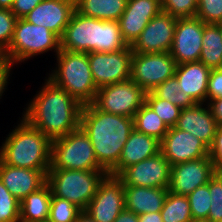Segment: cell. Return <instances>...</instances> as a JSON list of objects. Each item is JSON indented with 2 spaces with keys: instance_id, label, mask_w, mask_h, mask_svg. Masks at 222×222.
<instances>
[{
  "instance_id": "37",
  "label": "cell",
  "mask_w": 222,
  "mask_h": 222,
  "mask_svg": "<svg viewBox=\"0 0 222 222\" xmlns=\"http://www.w3.org/2000/svg\"><path fill=\"white\" fill-rule=\"evenodd\" d=\"M17 20L11 9L0 8V55L11 43Z\"/></svg>"
},
{
  "instance_id": "10",
  "label": "cell",
  "mask_w": 222,
  "mask_h": 222,
  "mask_svg": "<svg viewBox=\"0 0 222 222\" xmlns=\"http://www.w3.org/2000/svg\"><path fill=\"white\" fill-rule=\"evenodd\" d=\"M131 45L115 52H89L88 61L97 88L130 79Z\"/></svg>"
},
{
  "instance_id": "35",
  "label": "cell",
  "mask_w": 222,
  "mask_h": 222,
  "mask_svg": "<svg viewBox=\"0 0 222 222\" xmlns=\"http://www.w3.org/2000/svg\"><path fill=\"white\" fill-rule=\"evenodd\" d=\"M0 222H20V201L0 180Z\"/></svg>"
},
{
  "instance_id": "3",
  "label": "cell",
  "mask_w": 222,
  "mask_h": 222,
  "mask_svg": "<svg viewBox=\"0 0 222 222\" xmlns=\"http://www.w3.org/2000/svg\"><path fill=\"white\" fill-rule=\"evenodd\" d=\"M0 160L14 167L49 170L51 140L22 118L3 142Z\"/></svg>"
},
{
  "instance_id": "23",
  "label": "cell",
  "mask_w": 222,
  "mask_h": 222,
  "mask_svg": "<svg viewBox=\"0 0 222 222\" xmlns=\"http://www.w3.org/2000/svg\"><path fill=\"white\" fill-rule=\"evenodd\" d=\"M211 69L201 61L176 66L175 77L180 91L189 94L196 103H207V84Z\"/></svg>"
},
{
  "instance_id": "22",
  "label": "cell",
  "mask_w": 222,
  "mask_h": 222,
  "mask_svg": "<svg viewBox=\"0 0 222 222\" xmlns=\"http://www.w3.org/2000/svg\"><path fill=\"white\" fill-rule=\"evenodd\" d=\"M160 152V141L145 133L133 130L121 151L118 164L108 173L119 176L126 168Z\"/></svg>"
},
{
  "instance_id": "16",
  "label": "cell",
  "mask_w": 222,
  "mask_h": 222,
  "mask_svg": "<svg viewBox=\"0 0 222 222\" xmlns=\"http://www.w3.org/2000/svg\"><path fill=\"white\" fill-rule=\"evenodd\" d=\"M204 22L197 17L179 18L169 53L177 65L199 61Z\"/></svg>"
},
{
  "instance_id": "34",
  "label": "cell",
  "mask_w": 222,
  "mask_h": 222,
  "mask_svg": "<svg viewBox=\"0 0 222 222\" xmlns=\"http://www.w3.org/2000/svg\"><path fill=\"white\" fill-rule=\"evenodd\" d=\"M193 220H207L211 205L209 182L187 195Z\"/></svg>"
},
{
  "instance_id": "11",
  "label": "cell",
  "mask_w": 222,
  "mask_h": 222,
  "mask_svg": "<svg viewBox=\"0 0 222 222\" xmlns=\"http://www.w3.org/2000/svg\"><path fill=\"white\" fill-rule=\"evenodd\" d=\"M124 209L123 181L118 176L107 174L84 212L95 222H114Z\"/></svg>"
},
{
  "instance_id": "13",
  "label": "cell",
  "mask_w": 222,
  "mask_h": 222,
  "mask_svg": "<svg viewBox=\"0 0 222 222\" xmlns=\"http://www.w3.org/2000/svg\"><path fill=\"white\" fill-rule=\"evenodd\" d=\"M171 165L159 152L155 156L126 168L118 177L124 186H143L150 188L169 187Z\"/></svg>"
},
{
  "instance_id": "40",
  "label": "cell",
  "mask_w": 222,
  "mask_h": 222,
  "mask_svg": "<svg viewBox=\"0 0 222 222\" xmlns=\"http://www.w3.org/2000/svg\"><path fill=\"white\" fill-rule=\"evenodd\" d=\"M222 98V68L211 69L207 84V103Z\"/></svg>"
},
{
  "instance_id": "27",
  "label": "cell",
  "mask_w": 222,
  "mask_h": 222,
  "mask_svg": "<svg viewBox=\"0 0 222 222\" xmlns=\"http://www.w3.org/2000/svg\"><path fill=\"white\" fill-rule=\"evenodd\" d=\"M199 61L210 69L222 68V25L204 23Z\"/></svg>"
},
{
  "instance_id": "17",
  "label": "cell",
  "mask_w": 222,
  "mask_h": 222,
  "mask_svg": "<svg viewBox=\"0 0 222 222\" xmlns=\"http://www.w3.org/2000/svg\"><path fill=\"white\" fill-rule=\"evenodd\" d=\"M160 152L171 166L209 155V147L189 132L169 128L160 141Z\"/></svg>"
},
{
  "instance_id": "31",
  "label": "cell",
  "mask_w": 222,
  "mask_h": 222,
  "mask_svg": "<svg viewBox=\"0 0 222 222\" xmlns=\"http://www.w3.org/2000/svg\"><path fill=\"white\" fill-rule=\"evenodd\" d=\"M118 21L101 20L99 52H115L126 48Z\"/></svg>"
},
{
  "instance_id": "39",
  "label": "cell",
  "mask_w": 222,
  "mask_h": 222,
  "mask_svg": "<svg viewBox=\"0 0 222 222\" xmlns=\"http://www.w3.org/2000/svg\"><path fill=\"white\" fill-rule=\"evenodd\" d=\"M196 17L204 23L219 24L222 21V0H197Z\"/></svg>"
},
{
  "instance_id": "45",
  "label": "cell",
  "mask_w": 222,
  "mask_h": 222,
  "mask_svg": "<svg viewBox=\"0 0 222 222\" xmlns=\"http://www.w3.org/2000/svg\"><path fill=\"white\" fill-rule=\"evenodd\" d=\"M114 222H139V217L134 212L125 208Z\"/></svg>"
},
{
  "instance_id": "46",
  "label": "cell",
  "mask_w": 222,
  "mask_h": 222,
  "mask_svg": "<svg viewBox=\"0 0 222 222\" xmlns=\"http://www.w3.org/2000/svg\"><path fill=\"white\" fill-rule=\"evenodd\" d=\"M138 217L139 222H163L160 212L140 214Z\"/></svg>"
},
{
  "instance_id": "4",
  "label": "cell",
  "mask_w": 222,
  "mask_h": 222,
  "mask_svg": "<svg viewBox=\"0 0 222 222\" xmlns=\"http://www.w3.org/2000/svg\"><path fill=\"white\" fill-rule=\"evenodd\" d=\"M56 57L57 67L52 70L48 79L72 95L80 104H92L98 88L91 73L88 53L60 49Z\"/></svg>"
},
{
  "instance_id": "43",
  "label": "cell",
  "mask_w": 222,
  "mask_h": 222,
  "mask_svg": "<svg viewBox=\"0 0 222 222\" xmlns=\"http://www.w3.org/2000/svg\"><path fill=\"white\" fill-rule=\"evenodd\" d=\"M13 67V64L8 60L0 57V99L2 94L4 93L8 82V78L10 76V71Z\"/></svg>"
},
{
  "instance_id": "38",
  "label": "cell",
  "mask_w": 222,
  "mask_h": 222,
  "mask_svg": "<svg viewBox=\"0 0 222 222\" xmlns=\"http://www.w3.org/2000/svg\"><path fill=\"white\" fill-rule=\"evenodd\" d=\"M209 192L211 205L207 221H222V181L216 175L209 180Z\"/></svg>"
},
{
  "instance_id": "41",
  "label": "cell",
  "mask_w": 222,
  "mask_h": 222,
  "mask_svg": "<svg viewBox=\"0 0 222 222\" xmlns=\"http://www.w3.org/2000/svg\"><path fill=\"white\" fill-rule=\"evenodd\" d=\"M209 156L215 170H222V125H218L212 145L209 147Z\"/></svg>"
},
{
  "instance_id": "30",
  "label": "cell",
  "mask_w": 222,
  "mask_h": 222,
  "mask_svg": "<svg viewBox=\"0 0 222 222\" xmlns=\"http://www.w3.org/2000/svg\"><path fill=\"white\" fill-rule=\"evenodd\" d=\"M156 97L170 101L179 108H189L195 106L197 103L189 94L180 91L178 80L175 76L166 79L163 83L156 86L151 91Z\"/></svg>"
},
{
  "instance_id": "32",
  "label": "cell",
  "mask_w": 222,
  "mask_h": 222,
  "mask_svg": "<svg viewBox=\"0 0 222 222\" xmlns=\"http://www.w3.org/2000/svg\"><path fill=\"white\" fill-rule=\"evenodd\" d=\"M145 102L154 110L168 128L175 127L181 108L170 101L156 97L151 91L146 92Z\"/></svg>"
},
{
  "instance_id": "2",
  "label": "cell",
  "mask_w": 222,
  "mask_h": 222,
  "mask_svg": "<svg viewBox=\"0 0 222 222\" xmlns=\"http://www.w3.org/2000/svg\"><path fill=\"white\" fill-rule=\"evenodd\" d=\"M80 126L92 143L98 164L109 173L118 164L123 146L134 130L133 118L87 104L81 109Z\"/></svg>"
},
{
  "instance_id": "7",
  "label": "cell",
  "mask_w": 222,
  "mask_h": 222,
  "mask_svg": "<svg viewBox=\"0 0 222 222\" xmlns=\"http://www.w3.org/2000/svg\"><path fill=\"white\" fill-rule=\"evenodd\" d=\"M50 167L62 170H104L98 164L92 143L81 126L51 141Z\"/></svg>"
},
{
  "instance_id": "9",
  "label": "cell",
  "mask_w": 222,
  "mask_h": 222,
  "mask_svg": "<svg viewBox=\"0 0 222 222\" xmlns=\"http://www.w3.org/2000/svg\"><path fill=\"white\" fill-rule=\"evenodd\" d=\"M176 66L169 52H133L130 79L145 92H150L166 79L172 78L175 75Z\"/></svg>"
},
{
  "instance_id": "47",
  "label": "cell",
  "mask_w": 222,
  "mask_h": 222,
  "mask_svg": "<svg viewBox=\"0 0 222 222\" xmlns=\"http://www.w3.org/2000/svg\"><path fill=\"white\" fill-rule=\"evenodd\" d=\"M75 222H95L86 212L82 211Z\"/></svg>"
},
{
  "instance_id": "44",
  "label": "cell",
  "mask_w": 222,
  "mask_h": 222,
  "mask_svg": "<svg viewBox=\"0 0 222 222\" xmlns=\"http://www.w3.org/2000/svg\"><path fill=\"white\" fill-rule=\"evenodd\" d=\"M212 114L216 119L218 125H222V98H216L208 102Z\"/></svg>"
},
{
  "instance_id": "19",
  "label": "cell",
  "mask_w": 222,
  "mask_h": 222,
  "mask_svg": "<svg viewBox=\"0 0 222 222\" xmlns=\"http://www.w3.org/2000/svg\"><path fill=\"white\" fill-rule=\"evenodd\" d=\"M74 11L75 0H43L23 19L46 27L61 38Z\"/></svg>"
},
{
  "instance_id": "49",
  "label": "cell",
  "mask_w": 222,
  "mask_h": 222,
  "mask_svg": "<svg viewBox=\"0 0 222 222\" xmlns=\"http://www.w3.org/2000/svg\"><path fill=\"white\" fill-rule=\"evenodd\" d=\"M215 175L222 181V170L216 171Z\"/></svg>"
},
{
  "instance_id": "33",
  "label": "cell",
  "mask_w": 222,
  "mask_h": 222,
  "mask_svg": "<svg viewBox=\"0 0 222 222\" xmlns=\"http://www.w3.org/2000/svg\"><path fill=\"white\" fill-rule=\"evenodd\" d=\"M81 212L80 208L67 199L52 195L48 222H75Z\"/></svg>"
},
{
  "instance_id": "48",
  "label": "cell",
  "mask_w": 222,
  "mask_h": 222,
  "mask_svg": "<svg viewBox=\"0 0 222 222\" xmlns=\"http://www.w3.org/2000/svg\"><path fill=\"white\" fill-rule=\"evenodd\" d=\"M14 0H0V8L2 9H11L13 6Z\"/></svg>"
},
{
  "instance_id": "15",
  "label": "cell",
  "mask_w": 222,
  "mask_h": 222,
  "mask_svg": "<svg viewBox=\"0 0 222 222\" xmlns=\"http://www.w3.org/2000/svg\"><path fill=\"white\" fill-rule=\"evenodd\" d=\"M177 18L161 11L153 17L131 45L135 53L169 52L173 43Z\"/></svg>"
},
{
  "instance_id": "28",
  "label": "cell",
  "mask_w": 222,
  "mask_h": 222,
  "mask_svg": "<svg viewBox=\"0 0 222 222\" xmlns=\"http://www.w3.org/2000/svg\"><path fill=\"white\" fill-rule=\"evenodd\" d=\"M134 129L138 132L157 138L159 141L168 132L169 128L145 102L133 117Z\"/></svg>"
},
{
  "instance_id": "50",
  "label": "cell",
  "mask_w": 222,
  "mask_h": 222,
  "mask_svg": "<svg viewBox=\"0 0 222 222\" xmlns=\"http://www.w3.org/2000/svg\"><path fill=\"white\" fill-rule=\"evenodd\" d=\"M192 222H210V221H207V220H193Z\"/></svg>"
},
{
  "instance_id": "24",
  "label": "cell",
  "mask_w": 222,
  "mask_h": 222,
  "mask_svg": "<svg viewBox=\"0 0 222 222\" xmlns=\"http://www.w3.org/2000/svg\"><path fill=\"white\" fill-rule=\"evenodd\" d=\"M125 208L136 215L160 212L168 194L167 188L124 186Z\"/></svg>"
},
{
  "instance_id": "5",
  "label": "cell",
  "mask_w": 222,
  "mask_h": 222,
  "mask_svg": "<svg viewBox=\"0 0 222 222\" xmlns=\"http://www.w3.org/2000/svg\"><path fill=\"white\" fill-rule=\"evenodd\" d=\"M107 174L105 170H62L50 167L47 184L53 196L67 199L84 211Z\"/></svg>"
},
{
  "instance_id": "1",
  "label": "cell",
  "mask_w": 222,
  "mask_h": 222,
  "mask_svg": "<svg viewBox=\"0 0 222 222\" xmlns=\"http://www.w3.org/2000/svg\"><path fill=\"white\" fill-rule=\"evenodd\" d=\"M45 81L22 118L54 141L80 126L83 105L50 79Z\"/></svg>"
},
{
  "instance_id": "14",
  "label": "cell",
  "mask_w": 222,
  "mask_h": 222,
  "mask_svg": "<svg viewBox=\"0 0 222 222\" xmlns=\"http://www.w3.org/2000/svg\"><path fill=\"white\" fill-rule=\"evenodd\" d=\"M216 170L210 156L171 166L168 191L189 195L196 188L209 182Z\"/></svg>"
},
{
  "instance_id": "6",
  "label": "cell",
  "mask_w": 222,
  "mask_h": 222,
  "mask_svg": "<svg viewBox=\"0 0 222 222\" xmlns=\"http://www.w3.org/2000/svg\"><path fill=\"white\" fill-rule=\"evenodd\" d=\"M54 50L60 51V38L48 28L31 24L19 18L9 47L0 55L14 65Z\"/></svg>"
},
{
  "instance_id": "25",
  "label": "cell",
  "mask_w": 222,
  "mask_h": 222,
  "mask_svg": "<svg viewBox=\"0 0 222 222\" xmlns=\"http://www.w3.org/2000/svg\"><path fill=\"white\" fill-rule=\"evenodd\" d=\"M52 192L46 183L20 202V222H47Z\"/></svg>"
},
{
  "instance_id": "8",
  "label": "cell",
  "mask_w": 222,
  "mask_h": 222,
  "mask_svg": "<svg viewBox=\"0 0 222 222\" xmlns=\"http://www.w3.org/2000/svg\"><path fill=\"white\" fill-rule=\"evenodd\" d=\"M146 92L131 79L98 88L92 103L100 111L134 117L145 103Z\"/></svg>"
},
{
  "instance_id": "36",
  "label": "cell",
  "mask_w": 222,
  "mask_h": 222,
  "mask_svg": "<svg viewBox=\"0 0 222 222\" xmlns=\"http://www.w3.org/2000/svg\"><path fill=\"white\" fill-rule=\"evenodd\" d=\"M162 11L172 17L193 18L196 17L198 8L197 0H161Z\"/></svg>"
},
{
  "instance_id": "21",
  "label": "cell",
  "mask_w": 222,
  "mask_h": 222,
  "mask_svg": "<svg viewBox=\"0 0 222 222\" xmlns=\"http://www.w3.org/2000/svg\"><path fill=\"white\" fill-rule=\"evenodd\" d=\"M203 105V103H197L193 107L181 109L175 127L191 133L210 147L213 143L218 123L208 104L205 108Z\"/></svg>"
},
{
  "instance_id": "12",
  "label": "cell",
  "mask_w": 222,
  "mask_h": 222,
  "mask_svg": "<svg viewBox=\"0 0 222 222\" xmlns=\"http://www.w3.org/2000/svg\"><path fill=\"white\" fill-rule=\"evenodd\" d=\"M101 20L84 16L76 10L60 38V49L70 52H99Z\"/></svg>"
},
{
  "instance_id": "26",
  "label": "cell",
  "mask_w": 222,
  "mask_h": 222,
  "mask_svg": "<svg viewBox=\"0 0 222 222\" xmlns=\"http://www.w3.org/2000/svg\"><path fill=\"white\" fill-rule=\"evenodd\" d=\"M128 0H75V10L87 17L118 21Z\"/></svg>"
},
{
  "instance_id": "20",
  "label": "cell",
  "mask_w": 222,
  "mask_h": 222,
  "mask_svg": "<svg viewBox=\"0 0 222 222\" xmlns=\"http://www.w3.org/2000/svg\"><path fill=\"white\" fill-rule=\"evenodd\" d=\"M48 171L14 167L0 160V180L20 202L47 183Z\"/></svg>"
},
{
  "instance_id": "42",
  "label": "cell",
  "mask_w": 222,
  "mask_h": 222,
  "mask_svg": "<svg viewBox=\"0 0 222 222\" xmlns=\"http://www.w3.org/2000/svg\"><path fill=\"white\" fill-rule=\"evenodd\" d=\"M42 1L43 0H14L11 11L18 19L23 18Z\"/></svg>"
},
{
  "instance_id": "29",
  "label": "cell",
  "mask_w": 222,
  "mask_h": 222,
  "mask_svg": "<svg viewBox=\"0 0 222 222\" xmlns=\"http://www.w3.org/2000/svg\"><path fill=\"white\" fill-rule=\"evenodd\" d=\"M163 222H192L191 207L187 196L168 191L160 211Z\"/></svg>"
},
{
  "instance_id": "18",
  "label": "cell",
  "mask_w": 222,
  "mask_h": 222,
  "mask_svg": "<svg viewBox=\"0 0 222 222\" xmlns=\"http://www.w3.org/2000/svg\"><path fill=\"white\" fill-rule=\"evenodd\" d=\"M161 11V0H128L118 20L121 36L127 45H132L150 20Z\"/></svg>"
}]
</instances>
